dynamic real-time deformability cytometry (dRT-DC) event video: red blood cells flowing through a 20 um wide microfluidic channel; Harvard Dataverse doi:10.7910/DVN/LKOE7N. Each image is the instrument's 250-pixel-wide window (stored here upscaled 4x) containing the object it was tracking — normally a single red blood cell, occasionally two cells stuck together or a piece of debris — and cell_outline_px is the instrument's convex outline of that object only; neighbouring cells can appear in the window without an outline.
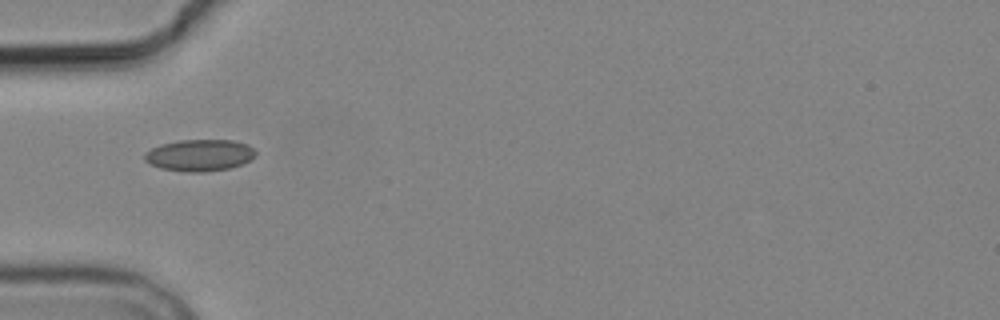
{"species": "common noctule bat (a hibernating species)", "species_latin": "Nyctalus noctula", "temperature_condition": "cold", "stored_images_in_passage": 2, "camera_frame_rate_fps": 3000, "um_per_image_px": 0.085, "animal": {"sex": "male", "body_mass_g": 19.2, "forearm_length_mm": 51.8}, "frame": {"image": 1, "passage_image": 1, "time_ms": 0.0, "image_size_px": [1000, 320], "cell_outline_px": [[256, 156], [252, 160], [232, 168], [204, 172], [188, 172], [160, 168], [148, 164], [144, 160], [144, 152], [160, 144], [180, 140], [232, 140], [248, 144], [256, 152]], "centroid_in_image_um": [16.97, 13.2], "position_along_channel_um": 68.0, "area_um2": 20.81}}
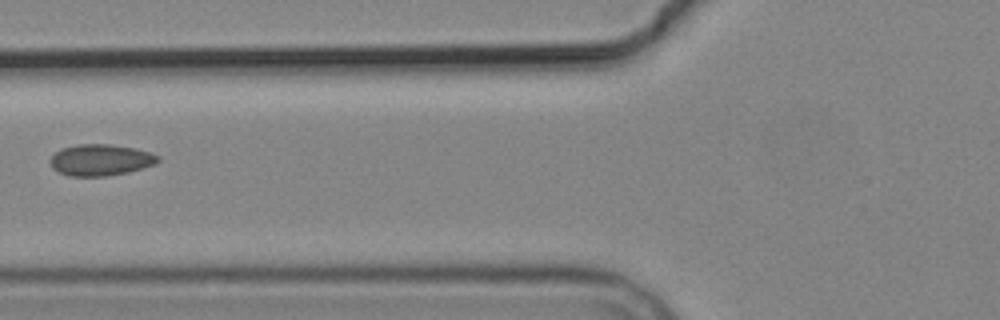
{"frame": {"image": 2, "passage_image": 2, "time_ms": 1.333, "image_size_px": [1000, 320], "cell_outline_px": [[160, 160], [156, 164], [128, 172], [108, 176], [68, 176], [52, 168], [48, 160], [60, 148], [80, 144], [108, 144], [136, 148], [152, 152], [160, 156]], "centroid_in_image_um": [8.57, 13.59], "position_along_channel_um": 117.2, "area_um2": 19.94}}